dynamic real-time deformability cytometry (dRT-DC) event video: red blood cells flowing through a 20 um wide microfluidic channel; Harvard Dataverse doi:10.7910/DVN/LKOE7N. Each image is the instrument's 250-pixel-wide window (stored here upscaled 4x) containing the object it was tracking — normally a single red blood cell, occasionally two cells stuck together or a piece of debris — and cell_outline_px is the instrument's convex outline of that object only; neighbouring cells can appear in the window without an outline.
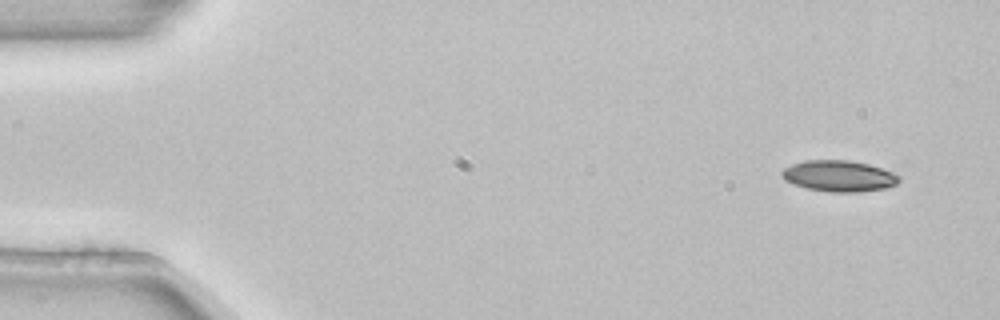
{"species": "common noctule bat (a hibernating species)", "species_latin": "Nyctalus noctula", "temperature_condition": "room temperature", "stored_images_in_passage": 4, "camera_frame_rate_fps": 3000, "um_per_image_px": 0.085, "animal": {"sex": "female", "body_mass_g": 22.7, "forearm_length_mm": 54.2}, "frame": {"image": 1, "passage_image": 1, "time_ms": 0.0, "image_size_px": [1000, 320], "cell_outline_px": [[900, 180], [896, 184], [884, 188], [860, 192], [828, 192], [808, 188], [784, 180], [780, 176], [780, 172], [784, 168], [792, 164], [804, 160], [848, 160], [868, 164], [892, 172], [900, 176]], "centroid_in_image_um": [71.29, 14.96], "position_along_channel_um": 13.7, "area_um2": 21.21}}
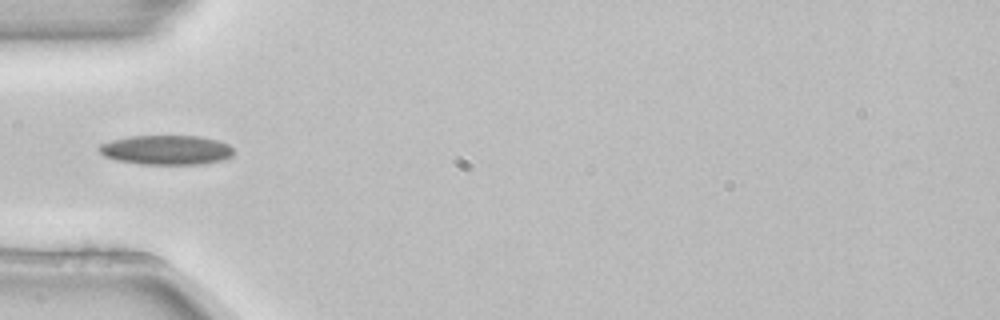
{"frame": {"image": 2, "passage_image": 4, "time_ms": 1.0, "image_size_px": [1000, 320], "cell_outline_px": [[232, 156], [224, 160], [204, 164], [140, 164], [116, 160], [104, 156], [96, 148], [100, 144], [112, 140], [128, 136], [200, 136], [216, 140], [228, 144], [232, 148]], "centroid_in_image_um": [14.12, 12.75], "position_along_channel_um": 70.9, "area_um2": 23.24}}